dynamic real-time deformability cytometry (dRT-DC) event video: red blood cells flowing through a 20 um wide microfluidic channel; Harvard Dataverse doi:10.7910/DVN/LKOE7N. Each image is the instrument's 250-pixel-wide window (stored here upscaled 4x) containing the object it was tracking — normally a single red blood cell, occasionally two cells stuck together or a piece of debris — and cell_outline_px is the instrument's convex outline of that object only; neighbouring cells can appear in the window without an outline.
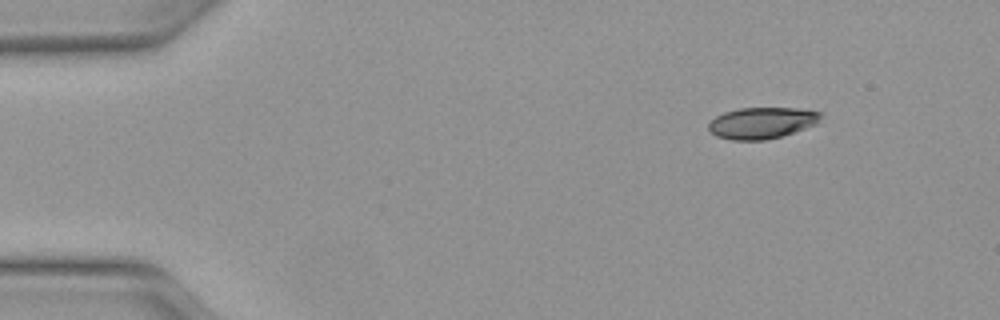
{"species": "Egyptian fruit bat (a non-hibernating species)", "species_latin": "Rousettus aegyptiacus", "temperature_condition": "warm", "stored_images_in_passage": 9, "camera_frame_rate_fps": 3000, "um_per_image_px": 0.085, "animal": {"sex": "female"}, "frame": {"image": 1, "passage_image": 1, "time_ms": 0.0, "image_size_px": [1000, 320], "cell_outline_px": [[824, 112], [816, 124], [780, 136], [764, 140], [732, 140], [716, 136], [708, 128], [708, 124], [716, 116], [724, 112], [740, 108], [796, 108]], "centroid_in_image_um": [64.75, 10.44], "position_along_channel_um": 20.2, "area_um2": 20.35}}